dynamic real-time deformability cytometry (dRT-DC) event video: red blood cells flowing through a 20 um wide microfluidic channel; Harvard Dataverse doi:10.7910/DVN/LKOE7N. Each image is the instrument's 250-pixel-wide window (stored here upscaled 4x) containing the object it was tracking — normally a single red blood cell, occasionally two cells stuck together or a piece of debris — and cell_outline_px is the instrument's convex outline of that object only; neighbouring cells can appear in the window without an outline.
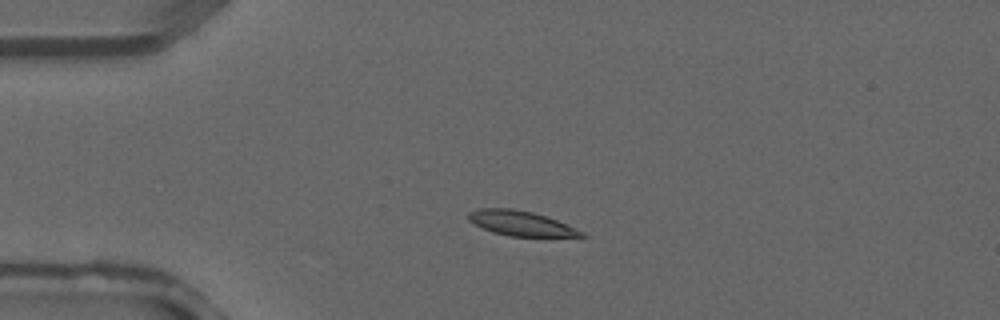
{"species": "common noctule bat (a hibernating species)", "species_latin": "Nyctalus noctula", "temperature_condition": "warm", "stored_images_in_passage": 2, "camera_frame_rate_fps": 3000, "um_per_image_px": 0.085, "animal": {"sex": "male", "forearm_length_mm": 52.5}, "frame": {"image": 1, "passage_image": 2, "time_ms": 0.333, "image_size_px": [1000, 320], "cell_outline_px": [[588, 236], [584, 240], [508, 236], [492, 232], [468, 220], [468, 212], [480, 208], [512, 208], [532, 212], [556, 220], [584, 232]], "centroid_in_image_um": [44.46, 19.05], "position_along_channel_um": 40.5, "area_um2": 17.22}}